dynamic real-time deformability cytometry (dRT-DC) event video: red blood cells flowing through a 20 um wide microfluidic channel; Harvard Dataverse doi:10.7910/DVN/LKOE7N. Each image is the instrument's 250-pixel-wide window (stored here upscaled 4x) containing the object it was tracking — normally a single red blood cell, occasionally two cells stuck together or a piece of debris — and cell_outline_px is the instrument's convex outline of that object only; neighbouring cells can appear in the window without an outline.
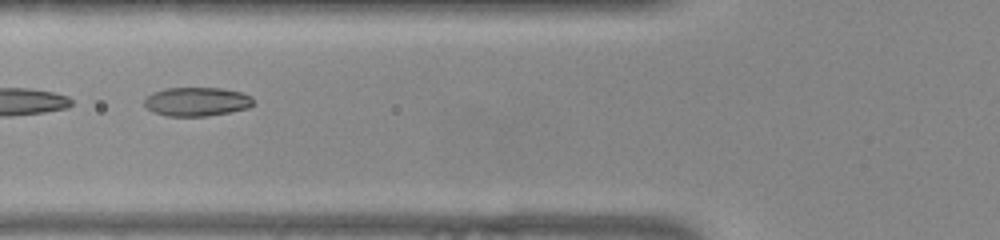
{"species": "common noctule bat (a hibernating species)", "species_latin": "Nyctalus noctula", "temperature_condition": "warm", "stored_images_in_passage": 21, "camera_frame_rate_fps": 3000, "um_per_image_px": 0.085, "animal": {"sex": "female", "body_mass_g": 22.0, "forearm_length_mm": 56.7}, "frame": {"image": 1, "passage_image": 4, "time_ms": 1.0, "image_size_px": [1000, 240], "cell_outline_px": [[252, 104], [248, 108], [208, 116], [168, 116], [152, 112], [144, 104], [144, 100], [152, 92], [164, 88], [220, 88], [240, 92], [252, 96]], "centroid_in_image_um": [16.69, 8.64], "position_along_channel_um": 109.1, "area_um2": 18.26}}
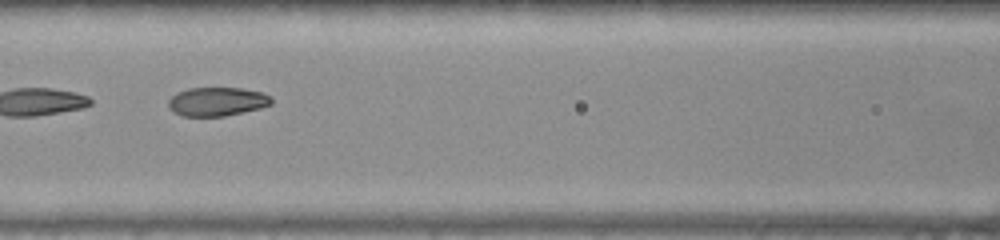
{"frame": {"image": 2, "passage_image": 7, "time_ms": 2.0, "image_size_px": [1000, 240], "cell_outline_px": [[272, 104], [260, 108], [224, 116], [184, 116], [176, 112], [168, 104], [168, 100], [176, 92], [188, 88], [240, 88], [260, 92], [268, 96], [272, 100]], "centroid_in_image_um": [18.44, 8.63], "position_along_channel_um": 148.2, "area_um2": 16.99}}